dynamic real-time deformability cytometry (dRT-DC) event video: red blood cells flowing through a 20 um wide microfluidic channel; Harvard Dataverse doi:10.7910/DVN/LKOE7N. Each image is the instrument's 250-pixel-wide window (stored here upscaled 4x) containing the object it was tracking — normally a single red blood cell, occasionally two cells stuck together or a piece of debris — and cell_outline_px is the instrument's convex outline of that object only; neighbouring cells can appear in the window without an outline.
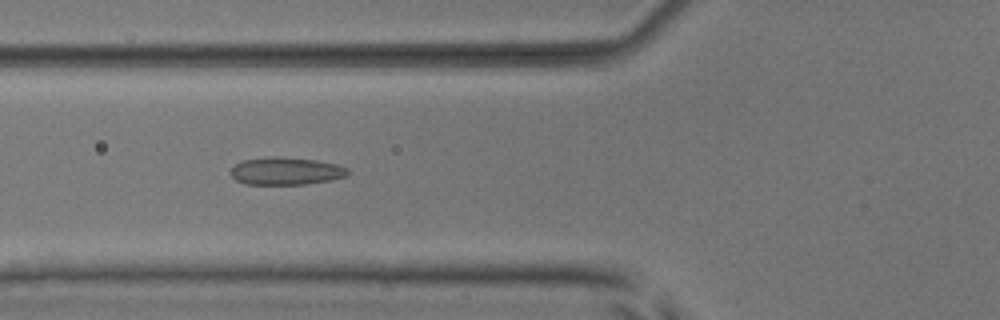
{"species": "common noctule bat (a hibernating species)", "species_latin": "Nyctalus noctula", "temperature_condition": "room temperature", "stored_images_in_passage": 7, "camera_frame_rate_fps": 3000, "um_per_image_px": 0.085, "animal": {"sex": "male", "body_mass_g": 17.9, "forearm_length_mm": 54.2}, "frame": {"image": 1, "passage_image": 5, "time_ms": 5.333, "image_size_px": [1000, 320], "cell_outline_px": [[348, 176], [332, 180], [304, 184], [248, 184], [236, 180], [228, 172], [236, 164], [244, 160], [316, 160], [336, 164], [348, 168]], "centroid_in_image_um": [24.36, 14.6], "position_along_channel_um": 101.4, "area_um2": 17.69}}
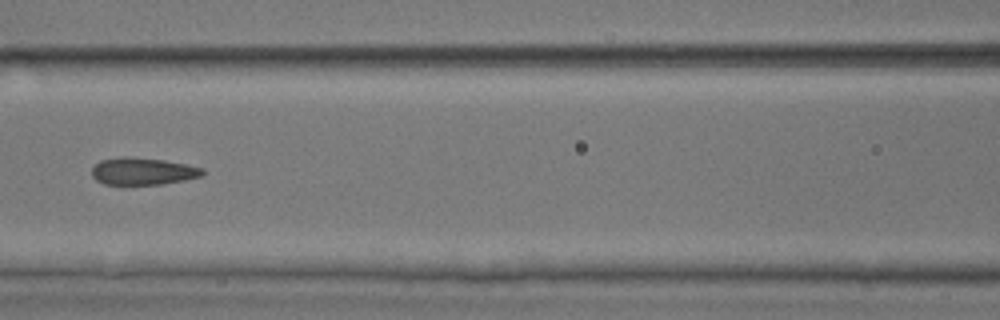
{"frame": {"image": 2, "passage_image": 6, "time_ms": 6.667, "image_size_px": [1000, 320], "cell_outline_px": [[204, 176], [184, 180], [160, 184], [104, 184], [96, 180], [92, 176], [92, 168], [100, 160], [120, 156], [128, 156], [164, 160], [204, 168]], "centroid_in_image_um": [12.13, 14.55], "position_along_channel_um": 154.5, "area_um2": 17.57}}